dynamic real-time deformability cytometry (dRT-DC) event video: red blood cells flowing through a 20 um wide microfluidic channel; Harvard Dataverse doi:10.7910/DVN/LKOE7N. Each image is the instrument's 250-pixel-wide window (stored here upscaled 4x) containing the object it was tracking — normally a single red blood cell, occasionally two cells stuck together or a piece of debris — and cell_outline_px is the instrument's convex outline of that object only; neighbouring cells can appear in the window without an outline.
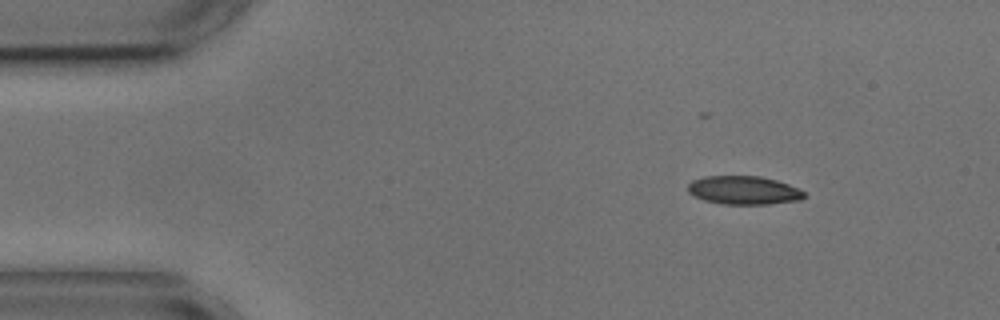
{"species": "common noctule bat (a hibernating species)", "species_latin": "Nyctalus noctula", "temperature_condition": "cold", "stored_images_in_passage": 4, "segment_of_instrument_passage": [1, 2], "camera_frame_rate_fps": 3000, "um_per_image_px": 0.085, "animal": {"sex": "male", "body_mass_g": 17.9, "forearm_length_mm": 54.2}, "frame": {"image": 1, "passage_image": 1, "time_ms": 0.0, "image_size_px": [1000, 320], "cell_outline_px": [[808, 196], [800, 200], [768, 204], [720, 204], [704, 200], [692, 196], [688, 192], [688, 184], [692, 180], [704, 176], [760, 176], [776, 180], [788, 184], [804, 192]], "centroid_in_image_um": [63.19, 16.17], "position_along_channel_um": 21.8, "area_um2": 19.42}}